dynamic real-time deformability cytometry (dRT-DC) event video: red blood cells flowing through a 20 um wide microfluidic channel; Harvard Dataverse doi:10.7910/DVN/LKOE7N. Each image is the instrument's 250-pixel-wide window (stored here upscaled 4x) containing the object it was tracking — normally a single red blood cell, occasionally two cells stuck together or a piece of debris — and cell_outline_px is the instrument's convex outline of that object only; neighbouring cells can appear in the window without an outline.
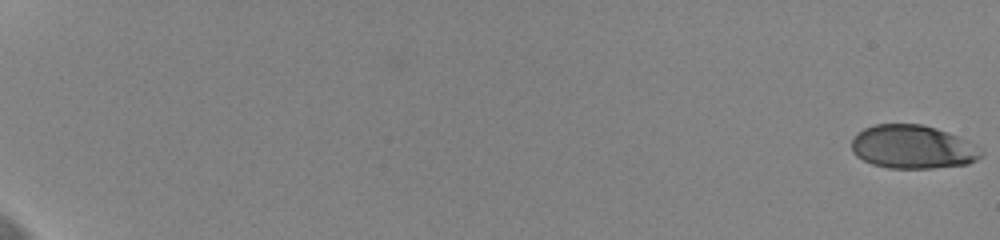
{"species": "human", "species_latin": "Homo sapiens", "temperature_condition": "cold", "stored_images_in_passage": 60, "camera_frame_rate_fps": 3000, "um_per_image_px": 0.085, "donor": {"sex": "female"}, "frame": {"image": 1, "passage_image": 1, "time_ms": 0.0, "image_size_px": [1000, 240], "cell_outline_px": [[984, 152], [976, 160], [968, 164], [932, 168], [888, 168], [872, 164], [856, 156], [852, 152], [852, 140], [864, 128], [876, 124], [920, 124], [968, 140]], "centroid_in_image_um": [77.57, 12.5], "position_along_channel_um": 7.4, "area_um2": 32.48}}
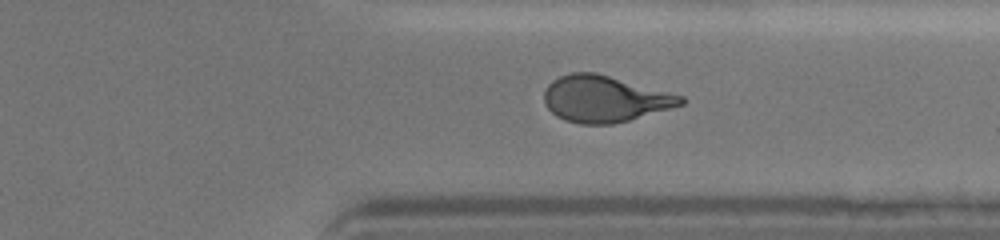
{"frame": {"image": 2, "passage_image": 49, "time_ms": 16.0, "image_size_px": [1000, 240], "cell_outline_px": [[684, 104], [628, 120], [612, 124], [580, 124], [564, 120], [556, 116], [544, 104], [544, 92], [548, 84], [552, 80], [560, 76], [572, 72], [596, 72], [684, 96]], "centroid_in_image_um": [51.36, 8.4], "position_along_channel_um": 360.0, "area_um2": 36.82}}
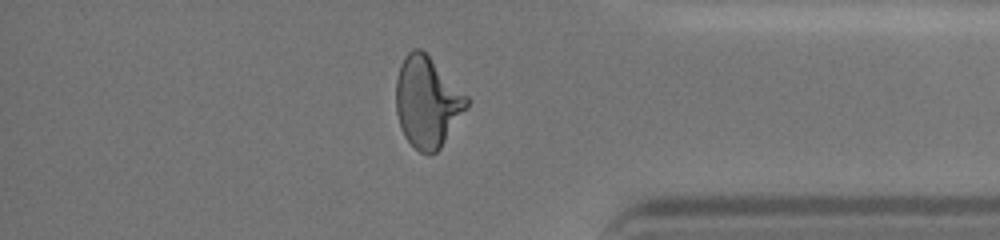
{"frame": {"image": 3, "passage_image": 53, "time_ms": 17.333, "image_size_px": [1000, 240], "cell_outline_px": [[468, 108], [440, 148], [436, 152], [428, 156], [420, 152], [404, 136], [396, 112], [396, 80], [400, 64], [404, 56], [412, 48], [420, 48], [468, 96]], "centroid_in_image_um": [36.31, 8.68], "position_along_channel_um": 398.9, "area_um2": 37.28}, "authors_computed_cell_mechanics": {"area_um2": 36.2695, "velocity_mm_per_s": 3.6393, "shape_relaxation_time_tau1_ms": 4.3898, "shape_relaxation_time_tau2_ms": 1.0657, "deformation_change_tau1": 0.1753, "deformation_change_tau2": 0.0711}}